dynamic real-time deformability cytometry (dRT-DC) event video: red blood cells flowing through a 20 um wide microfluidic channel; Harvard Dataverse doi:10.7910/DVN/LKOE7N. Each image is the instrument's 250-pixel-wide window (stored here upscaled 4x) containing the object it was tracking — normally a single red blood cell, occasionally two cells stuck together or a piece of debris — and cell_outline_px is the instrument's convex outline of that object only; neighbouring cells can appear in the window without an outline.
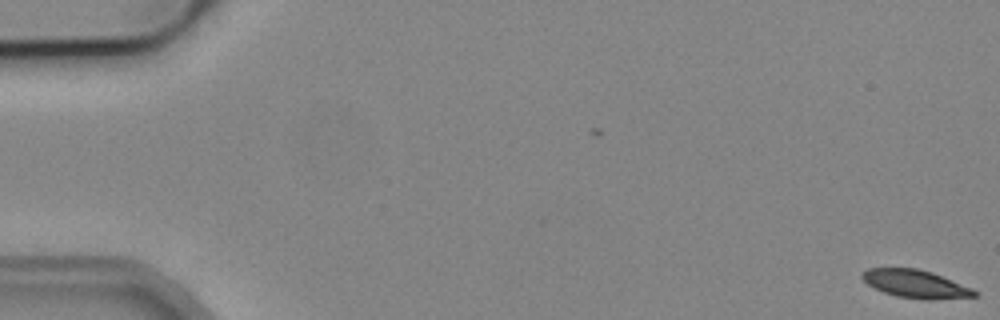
{"species": "common noctule bat (a hibernating species)", "species_latin": "Nyctalus noctula", "temperature_condition": "cold", "stored_images_in_passage": 55, "camera_frame_rate_fps": 3000, "um_per_image_px": 0.085, "animal": {"sex": "male", "body_mass_g": 19.2, "forearm_length_mm": 51.8}, "frame": {"image": 1, "passage_image": 1, "time_ms": 0.0, "image_size_px": [1000, 320], "cell_outline_px": [[976, 296], [932, 300], [928, 300], [896, 296], [884, 292], [868, 284], [860, 276], [868, 268], [916, 268], [932, 272], [972, 288], [976, 292]], "centroid_in_image_um": [77.83, 24.13], "position_along_channel_um": 7.2, "area_um2": 18.09}}
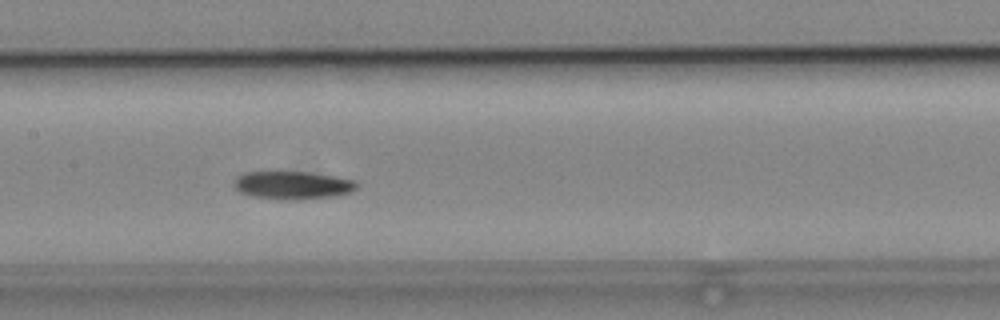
{"frame": {"image": 2, "passage_image": 27, "time_ms": 8.667, "image_size_px": [1000, 320], "cell_outline_px": [[356, 188], [348, 192], [336, 196], [300, 200], [280, 200], [252, 196], [240, 192], [232, 184], [236, 176], [244, 172], [308, 172], [332, 176], [352, 180], [356, 184]], "centroid_in_image_um": [24.8, 15.75], "position_along_channel_um": 182.6, "area_um2": 20.0}}
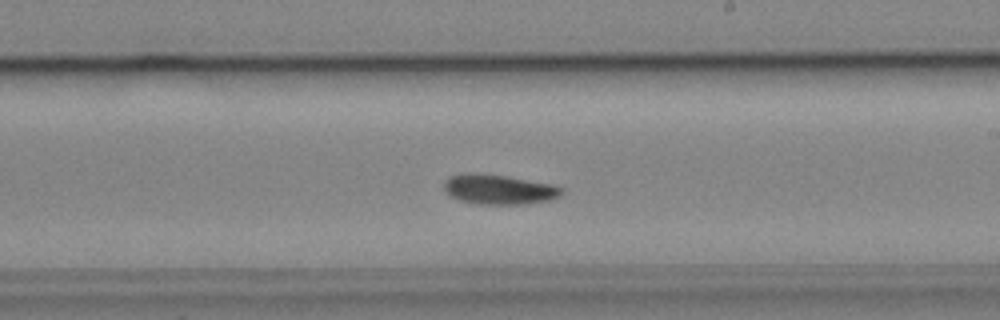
{"frame": {"image": 3, "passage_image": 32, "time_ms": 10.333, "image_size_px": [1000, 320], "cell_outline_px": [[564, 192], [560, 196], [552, 200], [524, 204], [476, 204], [460, 200], [448, 196], [444, 188], [444, 180], [452, 176], [464, 172], [476, 172], [508, 176], [552, 184], [564, 188]], "centroid_in_image_um": [42.41, 16.09], "position_along_channel_um": 246.6, "area_um2": 20.87}, "authors_computed_cell_mechanics": {"area_um2": 19.363, "velocity_mm_per_s": 3.864, "shape_relaxation_time_tau1_ms": 6.0229, "shape_relaxation_time_tau2_ms": null, "deformation_change_tau1": 0.1183, "deformation_change_tau2": null}}